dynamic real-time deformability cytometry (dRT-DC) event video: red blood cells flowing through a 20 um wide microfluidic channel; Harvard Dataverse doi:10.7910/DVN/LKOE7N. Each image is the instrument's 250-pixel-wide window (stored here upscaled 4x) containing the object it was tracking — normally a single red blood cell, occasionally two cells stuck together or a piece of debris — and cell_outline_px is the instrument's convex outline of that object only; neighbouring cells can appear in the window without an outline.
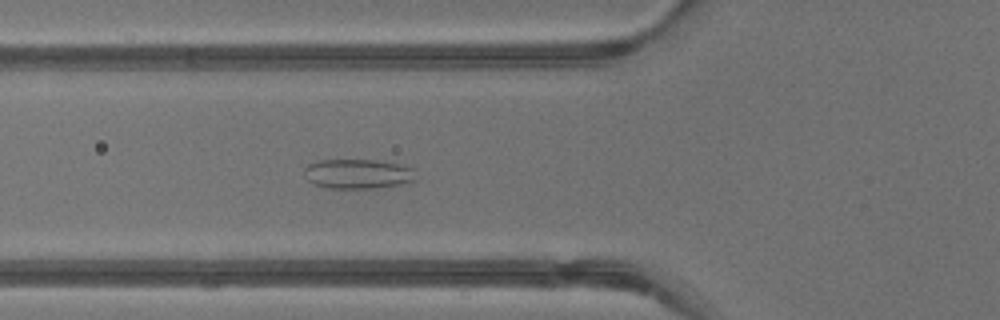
{"species": "common noctule bat (a hibernating species)", "species_latin": "Nyctalus noctula", "temperature_condition": "warm", "stored_images_in_passage": 40, "camera_frame_rate_fps": 3000, "um_per_image_px": 0.085, "animal": {"sex": "male", "body_mass_g": 13.3}, "frame": {"image": 1, "passage_image": 16, "time_ms": 5.0, "image_size_px": [1000, 320], "cell_outline_px": [[416, 180], [400, 184], [372, 188], [328, 188], [312, 184], [308, 180], [304, 168], [308, 164], [320, 160], [380, 160], [400, 164], [416, 168]], "centroid_in_image_um": [30.46, 14.77], "position_along_channel_um": 95.3, "area_um2": 19.42}}
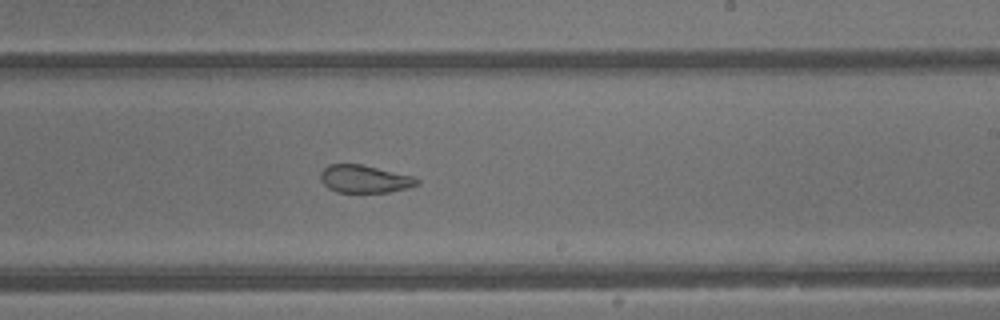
{"frame": {"image": 2, "passage_image": 26, "time_ms": 8.333, "image_size_px": [1000, 320], "cell_outline_px": [[420, 184], [408, 188], [388, 192], [336, 192], [328, 188], [320, 180], [320, 172], [328, 164], [364, 164], [412, 176], [420, 180]], "centroid_in_image_um": [30.98, 15.2], "position_along_channel_um": 258.0, "area_um2": 15.72}}
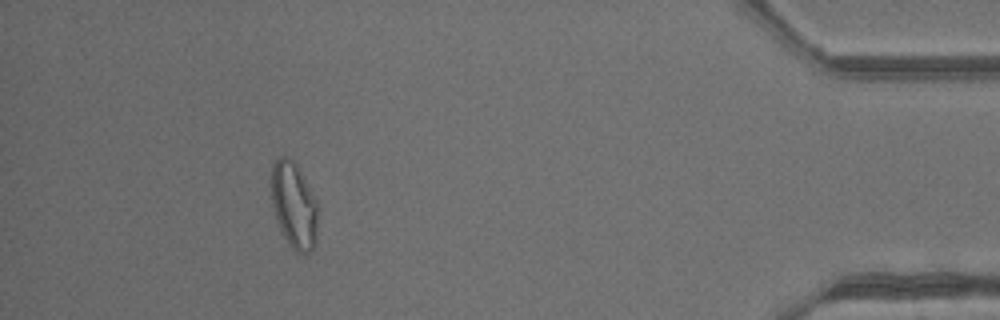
{"frame": {"image": 3, "passage_image": 39, "time_ms": 12.667, "image_size_px": [1000, 320], "cell_outline_px": [[316, 248], [308, 252], [296, 252], [288, 244], [276, 220], [272, 204], [268, 180], [272, 164], [276, 156], [288, 156], [296, 164], [316, 200]], "centroid_in_image_um": [24.92, 17.39], "position_along_channel_um": 410.3, "area_um2": 23.76}, "authors_computed_cell_mechanics": {"area_um2": 21.4727, "velocity_mm_per_s": 4.8668, "shape_relaxation_time_tau1_ms": null, "shape_relaxation_time_tau2_ms": 0.9342, "deformation_change_tau1": null, "deformation_change_tau2": 0.0791}}